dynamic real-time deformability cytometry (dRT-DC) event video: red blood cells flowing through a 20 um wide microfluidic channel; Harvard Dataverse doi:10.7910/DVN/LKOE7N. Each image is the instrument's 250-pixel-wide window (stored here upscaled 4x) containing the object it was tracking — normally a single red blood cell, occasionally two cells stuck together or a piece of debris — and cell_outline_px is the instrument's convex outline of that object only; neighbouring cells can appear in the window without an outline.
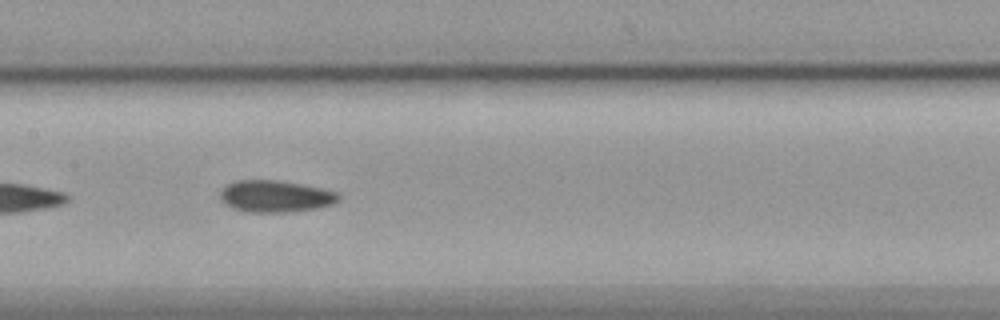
{"species": "common noctule bat (a hibernating species)", "species_latin": "Nyctalus noctula", "temperature_condition": "cold", "stored_images_in_passage": 16, "camera_frame_rate_fps": 3000, "um_per_image_px": 0.085, "animal": {"sex": "female", "body_mass_g": 19.9}, "frame": {"image": 1, "passage_image": 12, "time_ms": 3.667, "image_size_px": [1000, 320], "cell_outline_px": [[340, 200], [332, 204], [316, 208], [292, 212], [244, 212], [232, 208], [224, 204], [220, 200], [220, 192], [228, 184], [236, 180], [280, 180], [320, 188], [336, 192], [340, 196]], "centroid_in_image_um": [23.38, 16.69], "position_along_channel_um": 184.0, "area_um2": 22.02}}